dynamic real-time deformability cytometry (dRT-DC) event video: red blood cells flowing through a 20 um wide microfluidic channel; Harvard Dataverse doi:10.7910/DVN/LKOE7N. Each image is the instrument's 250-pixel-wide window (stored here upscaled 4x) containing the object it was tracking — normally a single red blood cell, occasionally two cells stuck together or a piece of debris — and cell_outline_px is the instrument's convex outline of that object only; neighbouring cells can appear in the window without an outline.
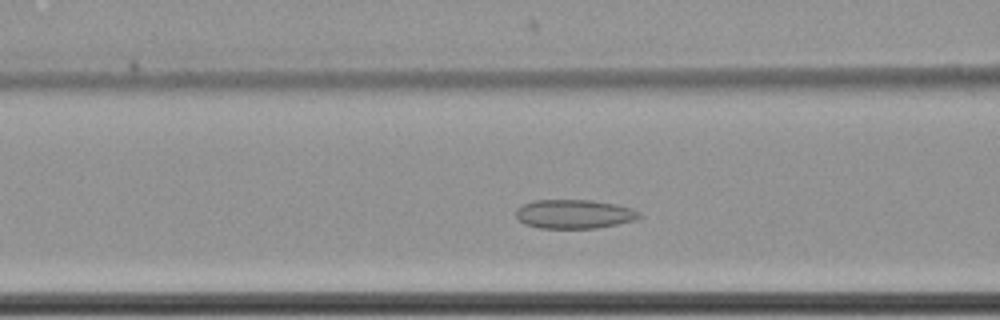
{"species": "common noctule bat (a hibernating species)", "species_latin": "Nyctalus noctula", "temperature_condition": "cold", "stored_images_in_passage": 50, "camera_frame_rate_fps": 3000, "um_per_image_px": 0.085, "animal": {"sex": "female", "body_mass_g": 22.7, "forearm_length_mm": 54.2}, "frame": {"image": 1, "passage_image": 15, "time_ms": 4.667, "image_size_px": [1000, 320], "cell_outline_px": [[640, 216], [632, 220], [616, 224], [596, 228], [540, 228], [524, 224], [516, 216], [516, 208], [524, 204], [536, 200], [592, 200], [616, 204], [632, 208], [640, 212]], "centroid_in_image_um": [48.78, 18.19], "position_along_channel_um": 117.8, "area_um2": 20.69}}
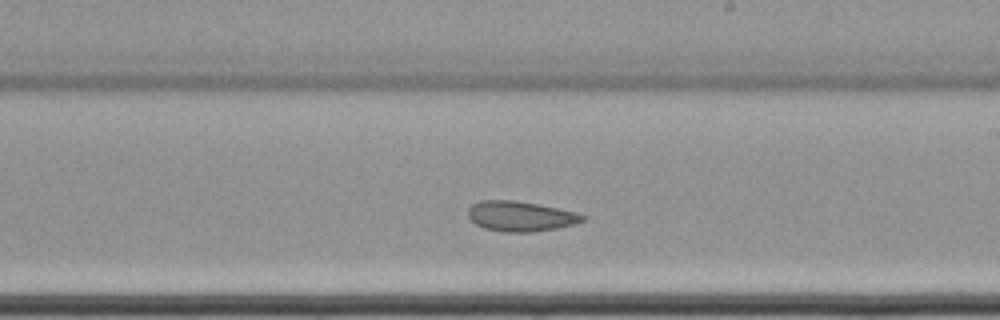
{"frame": {"image": 2, "passage_image": 26, "time_ms": 8.333, "image_size_px": [1000, 320], "cell_outline_px": [[584, 220], [576, 224], [556, 228], [532, 232], [504, 232], [484, 228], [476, 224], [468, 216], [468, 208], [472, 204], [480, 200], [516, 200], [576, 212], [584, 216]], "centroid_in_image_um": [44.21, 18.38], "position_along_channel_um": 244.8, "area_um2": 20.0}}
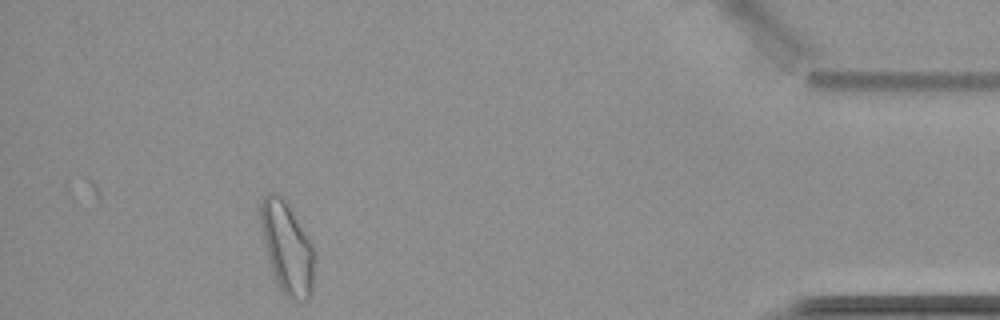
{"frame": {"image": 3, "passage_image": 45, "time_ms": 14.667, "image_size_px": [1000, 320], "cell_outline_px": [[316, 256], [312, 292], [308, 300], [288, 300], [284, 296], [276, 280], [268, 256], [260, 224], [260, 204], [264, 196], [268, 192], [272, 192], [280, 196], [284, 200], [312, 244], [316, 252]], "centroid_in_image_um": [24.43, 21.12], "position_along_channel_um": 410.8, "area_um2": 28.5}, "authors_computed_cell_mechanics": {"area_um2": 21.8484, "velocity_mm_per_s": 3.4667, "shape_relaxation_time_tau1_ms": null, "shape_relaxation_time_tau2_ms": 2.6208, "deformation_change_tau1": null, "deformation_change_tau2": 0.0557}}